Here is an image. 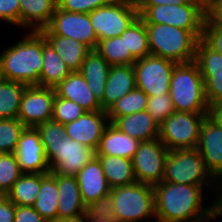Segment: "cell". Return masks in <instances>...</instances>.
I'll list each match as a JSON object with an SVG mask.
<instances>
[{"mask_svg":"<svg viewBox=\"0 0 222 222\" xmlns=\"http://www.w3.org/2000/svg\"><path fill=\"white\" fill-rule=\"evenodd\" d=\"M206 115L175 111L159 125V139L169 151L197 148L200 127Z\"/></svg>","mask_w":222,"mask_h":222,"instance_id":"obj_8","label":"cell"},{"mask_svg":"<svg viewBox=\"0 0 222 222\" xmlns=\"http://www.w3.org/2000/svg\"><path fill=\"white\" fill-rule=\"evenodd\" d=\"M71 72H79L91 49L82 42L59 35H43Z\"/></svg>","mask_w":222,"mask_h":222,"instance_id":"obj_28","label":"cell"},{"mask_svg":"<svg viewBox=\"0 0 222 222\" xmlns=\"http://www.w3.org/2000/svg\"><path fill=\"white\" fill-rule=\"evenodd\" d=\"M112 124L140 142L159 138V124L146 110L117 117Z\"/></svg>","mask_w":222,"mask_h":222,"instance_id":"obj_24","label":"cell"},{"mask_svg":"<svg viewBox=\"0 0 222 222\" xmlns=\"http://www.w3.org/2000/svg\"><path fill=\"white\" fill-rule=\"evenodd\" d=\"M6 80L2 66L0 64V84H2Z\"/></svg>","mask_w":222,"mask_h":222,"instance_id":"obj_53","label":"cell"},{"mask_svg":"<svg viewBox=\"0 0 222 222\" xmlns=\"http://www.w3.org/2000/svg\"><path fill=\"white\" fill-rule=\"evenodd\" d=\"M70 73L71 70L42 34V70L39 86L55 88Z\"/></svg>","mask_w":222,"mask_h":222,"instance_id":"obj_27","label":"cell"},{"mask_svg":"<svg viewBox=\"0 0 222 222\" xmlns=\"http://www.w3.org/2000/svg\"><path fill=\"white\" fill-rule=\"evenodd\" d=\"M145 24H167L191 31L202 38L206 11L199 4L136 6Z\"/></svg>","mask_w":222,"mask_h":222,"instance_id":"obj_6","label":"cell"},{"mask_svg":"<svg viewBox=\"0 0 222 222\" xmlns=\"http://www.w3.org/2000/svg\"><path fill=\"white\" fill-rule=\"evenodd\" d=\"M110 195L117 222H156L152 185L135 182L111 189Z\"/></svg>","mask_w":222,"mask_h":222,"instance_id":"obj_5","label":"cell"},{"mask_svg":"<svg viewBox=\"0 0 222 222\" xmlns=\"http://www.w3.org/2000/svg\"><path fill=\"white\" fill-rule=\"evenodd\" d=\"M136 88L134 66L112 65L107 77L103 98L100 101L102 110L107 111L116 101Z\"/></svg>","mask_w":222,"mask_h":222,"instance_id":"obj_20","label":"cell"},{"mask_svg":"<svg viewBox=\"0 0 222 222\" xmlns=\"http://www.w3.org/2000/svg\"><path fill=\"white\" fill-rule=\"evenodd\" d=\"M120 36H125L126 49L136 60L151 54L145 22L139 16Z\"/></svg>","mask_w":222,"mask_h":222,"instance_id":"obj_34","label":"cell"},{"mask_svg":"<svg viewBox=\"0 0 222 222\" xmlns=\"http://www.w3.org/2000/svg\"><path fill=\"white\" fill-rule=\"evenodd\" d=\"M55 97L54 88L26 86L21 97L18 119L26 127H36L40 123L52 120Z\"/></svg>","mask_w":222,"mask_h":222,"instance_id":"obj_14","label":"cell"},{"mask_svg":"<svg viewBox=\"0 0 222 222\" xmlns=\"http://www.w3.org/2000/svg\"><path fill=\"white\" fill-rule=\"evenodd\" d=\"M15 155L23 173H50L44 145L36 127H26L18 141Z\"/></svg>","mask_w":222,"mask_h":222,"instance_id":"obj_17","label":"cell"},{"mask_svg":"<svg viewBox=\"0 0 222 222\" xmlns=\"http://www.w3.org/2000/svg\"><path fill=\"white\" fill-rule=\"evenodd\" d=\"M43 35H59L75 39L95 50L98 39L88 13L64 11L57 6L50 24L41 29Z\"/></svg>","mask_w":222,"mask_h":222,"instance_id":"obj_11","label":"cell"},{"mask_svg":"<svg viewBox=\"0 0 222 222\" xmlns=\"http://www.w3.org/2000/svg\"><path fill=\"white\" fill-rule=\"evenodd\" d=\"M20 28V0H0V21Z\"/></svg>","mask_w":222,"mask_h":222,"instance_id":"obj_44","label":"cell"},{"mask_svg":"<svg viewBox=\"0 0 222 222\" xmlns=\"http://www.w3.org/2000/svg\"><path fill=\"white\" fill-rule=\"evenodd\" d=\"M50 173L57 181V218H74L85 214L86 206L83 203L76 176L57 175L52 171Z\"/></svg>","mask_w":222,"mask_h":222,"instance_id":"obj_22","label":"cell"},{"mask_svg":"<svg viewBox=\"0 0 222 222\" xmlns=\"http://www.w3.org/2000/svg\"><path fill=\"white\" fill-rule=\"evenodd\" d=\"M16 205L7 197L0 195V222H15Z\"/></svg>","mask_w":222,"mask_h":222,"instance_id":"obj_46","label":"cell"},{"mask_svg":"<svg viewBox=\"0 0 222 222\" xmlns=\"http://www.w3.org/2000/svg\"><path fill=\"white\" fill-rule=\"evenodd\" d=\"M138 16L136 6L112 1L89 13L98 41L120 36Z\"/></svg>","mask_w":222,"mask_h":222,"instance_id":"obj_12","label":"cell"},{"mask_svg":"<svg viewBox=\"0 0 222 222\" xmlns=\"http://www.w3.org/2000/svg\"><path fill=\"white\" fill-rule=\"evenodd\" d=\"M169 94L178 112L210 113L211 108L205 95V81L194 61L178 63L174 67Z\"/></svg>","mask_w":222,"mask_h":222,"instance_id":"obj_3","label":"cell"},{"mask_svg":"<svg viewBox=\"0 0 222 222\" xmlns=\"http://www.w3.org/2000/svg\"><path fill=\"white\" fill-rule=\"evenodd\" d=\"M110 68L111 65L96 50H91L79 71L99 102L103 98Z\"/></svg>","mask_w":222,"mask_h":222,"instance_id":"obj_26","label":"cell"},{"mask_svg":"<svg viewBox=\"0 0 222 222\" xmlns=\"http://www.w3.org/2000/svg\"><path fill=\"white\" fill-rule=\"evenodd\" d=\"M215 185H187L160 182L153 186L156 222H202L213 208L204 206V189L214 193ZM211 189V190H210Z\"/></svg>","mask_w":222,"mask_h":222,"instance_id":"obj_1","label":"cell"},{"mask_svg":"<svg viewBox=\"0 0 222 222\" xmlns=\"http://www.w3.org/2000/svg\"><path fill=\"white\" fill-rule=\"evenodd\" d=\"M112 2H121V3H127L133 6H137L139 4L140 0H111Z\"/></svg>","mask_w":222,"mask_h":222,"instance_id":"obj_52","label":"cell"},{"mask_svg":"<svg viewBox=\"0 0 222 222\" xmlns=\"http://www.w3.org/2000/svg\"><path fill=\"white\" fill-rule=\"evenodd\" d=\"M23 174L15 153H0V195L6 196Z\"/></svg>","mask_w":222,"mask_h":222,"instance_id":"obj_37","label":"cell"},{"mask_svg":"<svg viewBox=\"0 0 222 222\" xmlns=\"http://www.w3.org/2000/svg\"><path fill=\"white\" fill-rule=\"evenodd\" d=\"M21 40L6 46L0 53V64L6 80L27 86L38 85L42 70V33L25 31Z\"/></svg>","mask_w":222,"mask_h":222,"instance_id":"obj_2","label":"cell"},{"mask_svg":"<svg viewBox=\"0 0 222 222\" xmlns=\"http://www.w3.org/2000/svg\"><path fill=\"white\" fill-rule=\"evenodd\" d=\"M194 62L205 81L206 99L212 108L222 102V55L199 39Z\"/></svg>","mask_w":222,"mask_h":222,"instance_id":"obj_15","label":"cell"},{"mask_svg":"<svg viewBox=\"0 0 222 222\" xmlns=\"http://www.w3.org/2000/svg\"><path fill=\"white\" fill-rule=\"evenodd\" d=\"M26 86L9 80L0 84V119L18 118L21 97Z\"/></svg>","mask_w":222,"mask_h":222,"instance_id":"obj_33","label":"cell"},{"mask_svg":"<svg viewBox=\"0 0 222 222\" xmlns=\"http://www.w3.org/2000/svg\"><path fill=\"white\" fill-rule=\"evenodd\" d=\"M88 222H108V221H100V220H97V221H90V220H88Z\"/></svg>","mask_w":222,"mask_h":222,"instance_id":"obj_54","label":"cell"},{"mask_svg":"<svg viewBox=\"0 0 222 222\" xmlns=\"http://www.w3.org/2000/svg\"><path fill=\"white\" fill-rule=\"evenodd\" d=\"M111 189L136 182L132 160L111 155H96Z\"/></svg>","mask_w":222,"mask_h":222,"instance_id":"obj_29","label":"cell"},{"mask_svg":"<svg viewBox=\"0 0 222 222\" xmlns=\"http://www.w3.org/2000/svg\"><path fill=\"white\" fill-rule=\"evenodd\" d=\"M151 55L176 63L195 60L199 39L189 30L167 24H145Z\"/></svg>","mask_w":222,"mask_h":222,"instance_id":"obj_4","label":"cell"},{"mask_svg":"<svg viewBox=\"0 0 222 222\" xmlns=\"http://www.w3.org/2000/svg\"><path fill=\"white\" fill-rule=\"evenodd\" d=\"M147 102L148 95L136 87L124 97H121L106 111L109 121L112 123L117 117L144 111Z\"/></svg>","mask_w":222,"mask_h":222,"instance_id":"obj_35","label":"cell"},{"mask_svg":"<svg viewBox=\"0 0 222 222\" xmlns=\"http://www.w3.org/2000/svg\"><path fill=\"white\" fill-rule=\"evenodd\" d=\"M209 21L222 23V0H216L206 11Z\"/></svg>","mask_w":222,"mask_h":222,"instance_id":"obj_47","label":"cell"},{"mask_svg":"<svg viewBox=\"0 0 222 222\" xmlns=\"http://www.w3.org/2000/svg\"><path fill=\"white\" fill-rule=\"evenodd\" d=\"M95 50L112 65H132L136 59L126 49L125 36H116L97 43Z\"/></svg>","mask_w":222,"mask_h":222,"instance_id":"obj_32","label":"cell"},{"mask_svg":"<svg viewBox=\"0 0 222 222\" xmlns=\"http://www.w3.org/2000/svg\"><path fill=\"white\" fill-rule=\"evenodd\" d=\"M109 123L107 112L104 110H97L94 112L85 111L78 119L64 126L66 136L96 151L102 134Z\"/></svg>","mask_w":222,"mask_h":222,"instance_id":"obj_18","label":"cell"},{"mask_svg":"<svg viewBox=\"0 0 222 222\" xmlns=\"http://www.w3.org/2000/svg\"><path fill=\"white\" fill-rule=\"evenodd\" d=\"M177 64L151 54L136 60L133 64L136 87L148 96L169 93L172 73Z\"/></svg>","mask_w":222,"mask_h":222,"instance_id":"obj_10","label":"cell"},{"mask_svg":"<svg viewBox=\"0 0 222 222\" xmlns=\"http://www.w3.org/2000/svg\"><path fill=\"white\" fill-rule=\"evenodd\" d=\"M210 114L222 125V102L215 104L211 108Z\"/></svg>","mask_w":222,"mask_h":222,"instance_id":"obj_49","label":"cell"},{"mask_svg":"<svg viewBox=\"0 0 222 222\" xmlns=\"http://www.w3.org/2000/svg\"><path fill=\"white\" fill-rule=\"evenodd\" d=\"M145 110L159 125L176 111L169 93L148 96Z\"/></svg>","mask_w":222,"mask_h":222,"instance_id":"obj_40","label":"cell"},{"mask_svg":"<svg viewBox=\"0 0 222 222\" xmlns=\"http://www.w3.org/2000/svg\"><path fill=\"white\" fill-rule=\"evenodd\" d=\"M54 90L57 97L72 100L86 112L102 110L100 102L80 72H71Z\"/></svg>","mask_w":222,"mask_h":222,"instance_id":"obj_21","label":"cell"},{"mask_svg":"<svg viewBox=\"0 0 222 222\" xmlns=\"http://www.w3.org/2000/svg\"><path fill=\"white\" fill-rule=\"evenodd\" d=\"M85 113L82 106L69 99L55 97L53 102L52 120L65 125L70 123Z\"/></svg>","mask_w":222,"mask_h":222,"instance_id":"obj_39","label":"cell"},{"mask_svg":"<svg viewBox=\"0 0 222 222\" xmlns=\"http://www.w3.org/2000/svg\"><path fill=\"white\" fill-rule=\"evenodd\" d=\"M25 128L18 118L0 119V153H14Z\"/></svg>","mask_w":222,"mask_h":222,"instance_id":"obj_36","label":"cell"},{"mask_svg":"<svg viewBox=\"0 0 222 222\" xmlns=\"http://www.w3.org/2000/svg\"><path fill=\"white\" fill-rule=\"evenodd\" d=\"M197 150L211 175L222 176V125L210 113L201 124Z\"/></svg>","mask_w":222,"mask_h":222,"instance_id":"obj_16","label":"cell"},{"mask_svg":"<svg viewBox=\"0 0 222 222\" xmlns=\"http://www.w3.org/2000/svg\"><path fill=\"white\" fill-rule=\"evenodd\" d=\"M194 3L199 4L205 11L216 1V0H192Z\"/></svg>","mask_w":222,"mask_h":222,"instance_id":"obj_51","label":"cell"},{"mask_svg":"<svg viewBox=\"0 0 222 222\" xmlns=\"http://www.w3.org/2000/svg\"><path fill=\"white\" fill-rule=\"evenodd\" d=\"M43 144H57L66 136L65 126L60 122L48 120L36 126Z\"/></svg>","mask_w":222,"mask_h":222,"instance_id":"obj_41","label":"cell"},{"mask_svg":"<svg viewBox=\"0 0 222 222\" xmlns=\"http://www.w3.org/2000/svg\"><path fill=\"white\" fill-rule=\"evenodd\" d=\"M76 179L85 206L110 194L111 187L107 182L100 160L97 156L86 163L76 174Z\"/></svg>","mask_w":222,"mask_h":222,"instance_id":"obj_19","label":"cell"},{"mask_svg":"<svg viewBox=\"0 0 222 222\" xmlns=\"http://www.w3.org/2000/svg\"><path fill=\"white\" fill-rule=\"evenodd\" d=\"M197 4L192 0H140L137 6Z\"/></svg>","mask_w":222,"mask_h":222,"instance_id":"obj_48","label":"cell"},{"mask_svg":"<svg viewBox=\"0 0 222 222\" xmlns=\"http://www.w3.org/2000/svg\"><path fill=\"white\" fill-rule=\"evenodd\" d=\"M168 153L159 138L140 142L132 158L136 182L152 186L162 182Z\"/></svg>","mask_w":222,"mask_h":222,"instance_id":"obj_13","label":"cell"},{"mask_svg":"<svg viewBox=\"0 0 222 222\" xmlns=\"http://www.w3.org/2000/svg\"><path fill=\"white\" fill-rule=\"evenodd\" d=\"M58 189L51 173H42L41 186L33 208L48 222L57 218Z\"/></svg>","mask_w":222,"mask_h":222,"instance_id":"obj_30","label":"cell"},{"mask_svg":"<svg viewBox=\"0 0 222 222\" xmlns=\"http://www.w3.org/2000/svg\"><path fill=\"white\" fill-rule=\"evenodd\" d=\"M50 222H88V220L86 214H82L74 218H56Z\"/></svg>","mask_w":222,"mask_h":222,"instance_id":"obj_50","label":"cell"},{"mask_svg":"<svg viewBox=\"0 0 222 222\" xmlns=\"http://www.w3.org/2000/svg\"><path fill=\"white\" fill-rule=\"evenodd\" d=\"M42 181V173H24L7 193L17 206H33Z\"/></svg>","mask_w":222,"mask_h":222,"instance_id":"obj_31","label":"cell"},{"mask_svg":"<svg viewBox=\"0 0 222 222\" xmlns=\"http://www.w3.org/2000/svg\"><path fill=\"white\" fill-rule=\"evenodd\" d=\"M163 182L187 185H215L197 148L170 150L165 162Z\"/></svg>","mask_w":222,"mask_h":222,"instance_id":"obj_7","label":"cell"},{"mask_svg":"<svg viewBox=\"0 0 222 222\" xmlns=\"http://www.w3.org/2000/svg\"><path fill=\"white\" fill-rule=\"evenodd\" d=\"M50 171L57 175L76 176V174L96 156L89 146L78 143L65 136L57 144H43Z\"/></svg>","mask_w":222,"mask_h":222,"instance_id":"obj_9","label":"cell"},{"mask_svg":"<svg viewBox=\"0 0 222 222\" xmlns=\"http://www.w3.org/2000/svg\"><path fill=\"white\" fill-rule=\"evenodd\" d=\"M87 220L117 222L114 202L110 194L101 197L95 202L88 204L85 208Z\"/></svg>","mask_w":222,"mask_h":222,"instance_id":"obj_38","label":"cell"},{"mask_svg":"<svg viewBox=\"0 0 222 222\" xmlns=\"http://www.w3.org/2000/svg\"><path fill=\"white\" fill-rule=\"evenodd\" d=\"M110 2L111 0H57V7L64 11L89 14Z\"/></svg>","mask_w":222,"mask_h":222,"instance_id":"obj_42","label":"cell"},{"mask_svg":"<svg viewBox=\"0 0 222 222\" xmlns=\"http://www.w3.org/2000/svg\"><path fill=\"white\" fill-rule=\"evenodd\" d=\"M57 0H20V29L40 31L52 19Z\"/></svg>","mask_w":222,"mask_h":222,"instance_id":"obj_23","label":"cell"},{"mask_svg":"<svg viewBox=\"0 0 222 222\" xmlns=\"http://www.w3.org/2000/svg\"><path fill=\"white\" fill-rule=\"evenodd\" d=\"M140 141L120 131L111 122L102 134L96 155H111L132 160Z\"/></svg>","mask_w":222,"mask_h":222,"instance_id":"obj_25","label":"cell"},{"mask_svg":"<svg viewBox=\"0 0 222 222\" xmlns=\"http://www.w3.org/2000/svg\"><path fill=\"white\" fill-rule=\"evenodd\" d=\"M15 222H48L33 206H17L15 211Z\"/></svg>","mask_w":222,"mask_h":222,"instance_id":"obj_45","label":"cell"},{"mask_svg":"<svg viewBox=\"0 0 222 222\" xmlns=\"http://www.w3.org/2000/svg\"><path fill=\"white\" fill-rule=\"evenodd\" d=\"M201 39L222 55V23L212 22L206 18Z\"/></svg>","mask_w":222,"mask_h":222,"instance_id":"obj_43","label":"cell"}]
</instances>
